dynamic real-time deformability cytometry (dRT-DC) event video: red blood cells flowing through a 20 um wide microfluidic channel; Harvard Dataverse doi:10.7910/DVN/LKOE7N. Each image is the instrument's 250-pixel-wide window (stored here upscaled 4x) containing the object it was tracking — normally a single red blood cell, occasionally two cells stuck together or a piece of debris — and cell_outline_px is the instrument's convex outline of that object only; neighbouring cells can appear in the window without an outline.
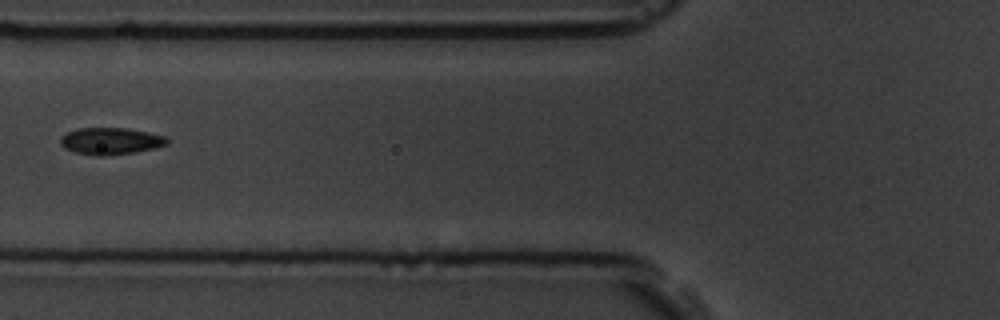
{"species": "common noctule bat (a hibernating species)", "species_latin": "Nyctalus noctula", "temperature_condition": "room temperature", "stored_images_in_passage": 9, "camera_frame_rate_fps": 3000, "um_per_image_px": 0.085, "animal": {"sex": "male", "body_mass_g": 19.5, "forearm_length_mm": 54.6}, "frame": {"image": 1, "passage_image": 6, "time_ms": 6.0, "image_size_px": [1000, 320], "cell_outline_px": [[168, 144], [136, 152], [104, 156], [96, 156], [76, 152], [64, 148], [60, 144], [60, 136], [68, 132], [80, 128], [128, 128], [148, 132], [164, 136], [168, 140]], "centroid_in_image_um": [9.38, 11.99], "position_along_channel_um": 116.4, "area_um2": 16.65}}
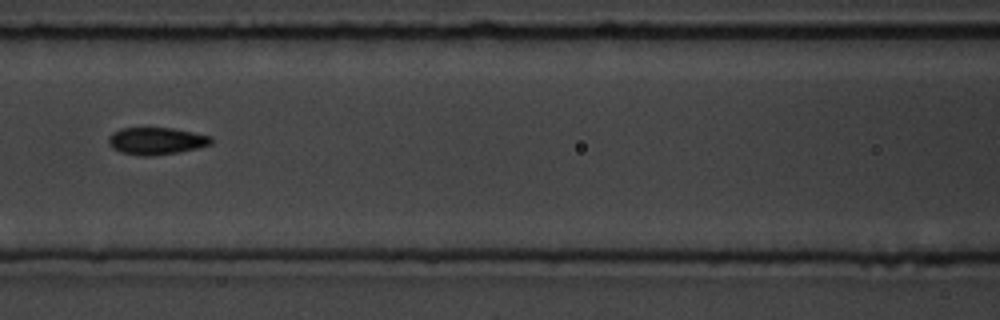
{"frame": {"image": 2, "passage_image": 7, "time_ms": 7.0, "image_size_px": [1000, 320], "cell_outline_px": [[212, 144], [180, 152], [152, 156], [140, 156], [120, 152], [112, 148], [108, 144], [108, 136], [112, 132], [120, 128], [172, 128], [212, 136]], "centroid_in_image_um": [13.25, 11.98], "position_along_channel_um": 153.3, "area_um2": 16.42}}
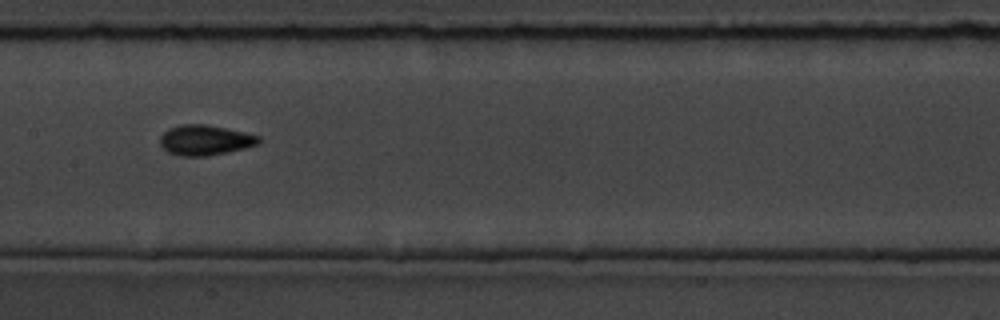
{"frame": {"image": 3, "passage_image": 8, "time_ms": 8.0, "image_size_px": [1000, 320], "cell_outline_px": [[260, 144], [244, 148], [204, 156], [180, 156], [168, 152], [160, 144], [160, 136], [168, 128], [180, 124], [204, 124], [244, 132], [260, 136]], "centroid_in_image_um": [17.41, 11.9], "position_along_channel_um": 190.0, "area_um2": 17.22}}